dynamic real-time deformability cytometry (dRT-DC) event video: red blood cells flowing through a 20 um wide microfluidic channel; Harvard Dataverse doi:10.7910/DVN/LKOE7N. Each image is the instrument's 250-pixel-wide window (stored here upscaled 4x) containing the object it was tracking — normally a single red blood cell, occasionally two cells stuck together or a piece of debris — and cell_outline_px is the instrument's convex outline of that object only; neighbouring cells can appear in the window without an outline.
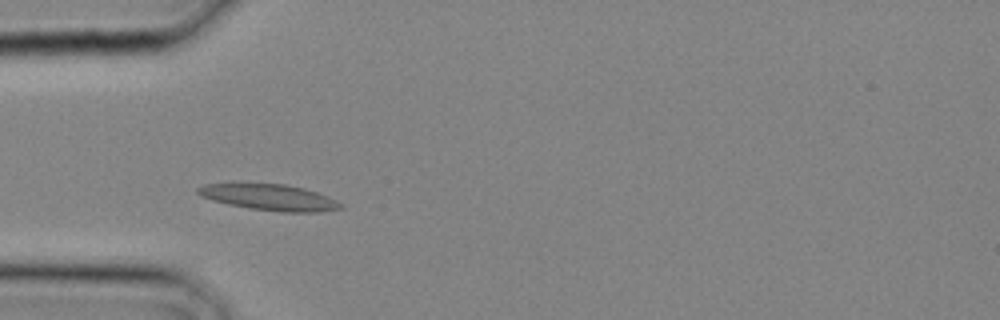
{"species": "common noctule bat (a hibernating species)", "species_latin": "Nyctalus noctula", "temperature_condition": "cold", "stored_images_in_passage": 14, "camera_frame_rate_fps": 3000, "um_per_image_px": 0.085, "animal": {"sex": "male", "body_mass_g": 20.4}, "frame": {"image": 1, "passage_image": 5, "time_ms": 1.333, "image_size_px": [1000, 320], "cell_outline_px": [[344, 208], [320, 212], [280, 212], [252, 208], [228, 204], [212, 200], [200, 196], [196, 192], [196, 188], [204, 184], [284, 184], [304, 188], [328, 196], [344, 204]], "centroid_in_image_um": [22.94, 16.78], "position_along_channel_um": 62.1, "area_um2": 21.62}}
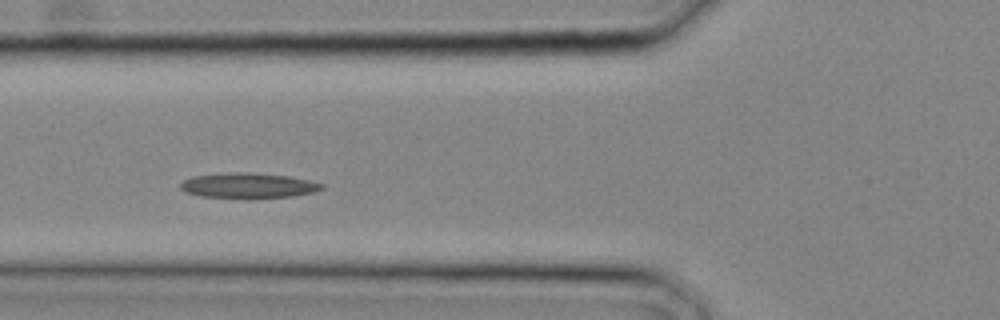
{"frame": {"image": 2, "passage_image": 7, "time_ms": 2.0, "image_size_px": [1000, 320], "cell_outline_px": [[324, 188], [312, 192], [292, 196], [200, 196], [184, 192], [180, 188], [180, 184], [184, 180], [192, 176], [228, 172], [252, 172], [288, 176], [308, 180], [324, 184]], "centroid_in_image_um": [21.06, 15.73], "position_along_channel_um": 104.7, "area_um2": 20.06}}
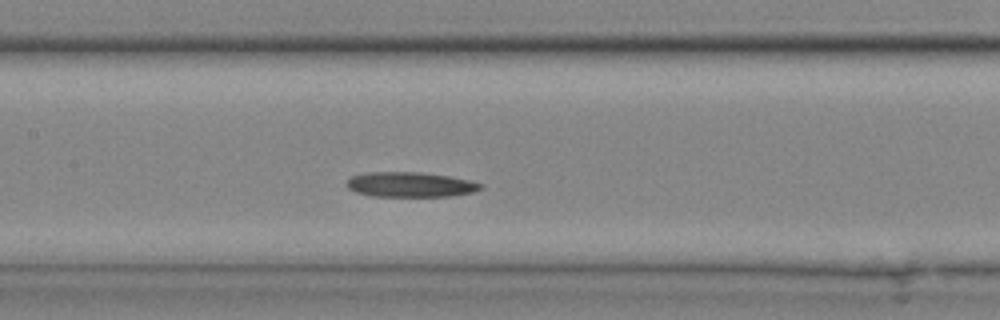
{"frame": {"image": 3, "passage_image": 10, "time_ms": 3.0, "image_size_px": [1000, 320], "cell_outline_px": [[484, 184], [480, 188], [472, 192], [452, 196], [372, 196], [356, 192], [348, 188], [344, 184], [348, 176], [368, 172], [420, 172], [448, 176], [468, 180]], "centroid_in_image_um": [34.79, 15.68], "position_along_channel_um": 172.6, "area_um2": 19.54}}